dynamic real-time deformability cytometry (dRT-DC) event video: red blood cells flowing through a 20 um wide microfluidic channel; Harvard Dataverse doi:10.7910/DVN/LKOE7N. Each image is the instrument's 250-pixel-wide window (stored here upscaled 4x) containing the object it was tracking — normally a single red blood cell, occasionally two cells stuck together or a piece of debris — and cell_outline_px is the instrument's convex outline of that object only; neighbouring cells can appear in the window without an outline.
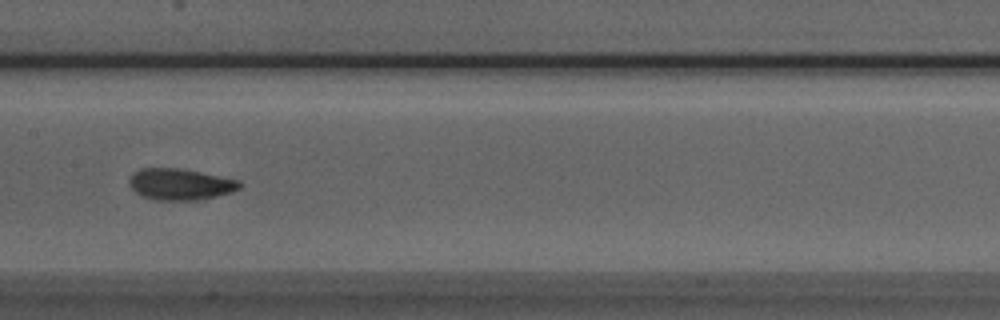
{"species": "Egyptian fruit bat (a non-hibernating species)", "species_latin": "Rousettus aegyptiacus", "temperature_condition": "room temperature", "stored_images_in_passage": 9, "camera_frame_rate_fps": 3000, "um_per_image_px": 0.085, "animal": {"sex": "male"}, "frame": {"image": 1, "passage_image": 7, "time_ms": 2.0, "image_size_px": [1000, 320], "cell_outline_px": [[240, 188], [232, 192], [216, 196], [196, 200], [156, 200], [144, 196], [136, 192], [128, 184], [128, 180], [140, 168], [176, 168], [200, 172], [240, 180]], "centroid_in_image_um": [15.32, 15.66], "position_along_channel_um": 192.1, "area_um2": 19.94}}
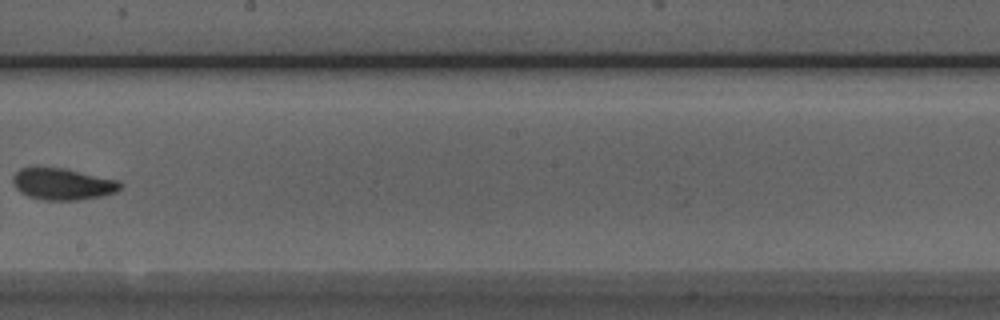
{"frame": {"image": 2, "passage_image": 8, "time_ms": 2.333, "image_size_px": [1000, 320], "cell_outline_px": [[120, 188], [116, 192], [100, 196], [80, 200], [44, 200], [28, 196], [20, 192], [12, 184], [12, 176], [20, 168], [32, 164], [36, 164], [64, 168], [116, 180], [120, 184]], "centroid_in_image_um": [5.2, 15.6], "position_along_channel_um": 243.0, "area_um2": 20.23}}
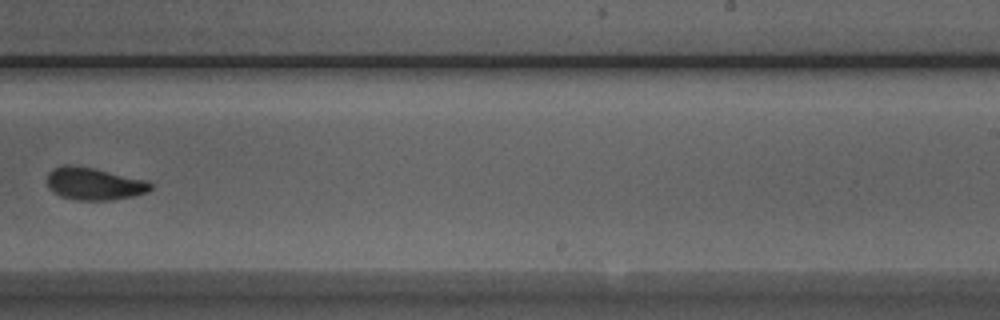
{"frame": {"image": 3, "passage_image": 9, "time_ms": 2.667, "image_size_px": [1000, 320], "cell_outline_px": [[152, 188], [148, 192], [132, 196], [112, 200], [76, 200], [60, 196], [52, 192], [48, 188], [48, 172], [52, 168], [64, 164], [72, 164], [96, 168], [148, 180], [152, 184]], "centroid_in_image_um": [7.99, 15.6], "position_along_channel_um": 281.0, "area_um2": 19.94}}